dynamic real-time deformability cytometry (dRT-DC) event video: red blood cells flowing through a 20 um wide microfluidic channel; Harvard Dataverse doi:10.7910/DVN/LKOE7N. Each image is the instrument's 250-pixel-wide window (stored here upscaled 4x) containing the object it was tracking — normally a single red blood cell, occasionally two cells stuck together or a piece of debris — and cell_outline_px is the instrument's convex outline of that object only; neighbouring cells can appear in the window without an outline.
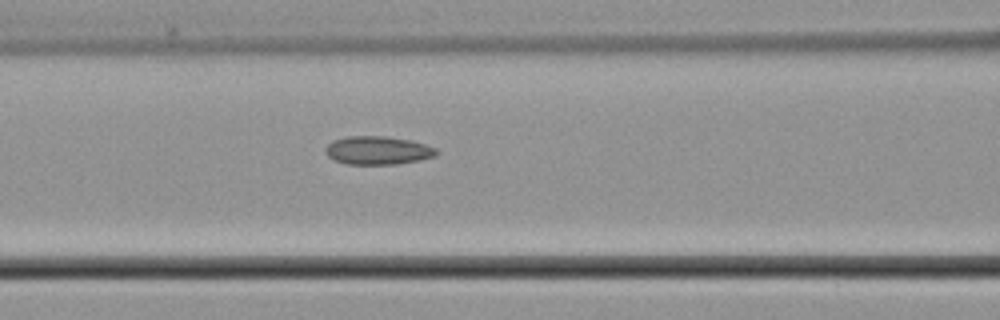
{"species": "common noctule bat (a hibernating species)", "species_latin": "Nyctalus noctula", "temperature_condition": "cold", "stored_images_in_passage": 7, "camera_frame_rate_fps": 3000, "um_per_image_px": 0.085, "animal": {"sex": "male", "body_mass_g": 21.5, "forearm_length_mm": 52.0}, "frame": {"image": 1, "passage_image": 7, "time_ms": 9.0, "image_size_px": [1000, 320], "cell_outline_px": [[440, 152], [436, 156], [420, 160], [396, 164], [344, 164], [328, 156], [324, 152], [324, 148], [332, 140], [348, 136], [384, 136], [412, 140], [436, 148]], "centroid_in_image_um": [32.12, 12.78], "position_along_channel_um": 134.5, "area_um2": 18.5}}